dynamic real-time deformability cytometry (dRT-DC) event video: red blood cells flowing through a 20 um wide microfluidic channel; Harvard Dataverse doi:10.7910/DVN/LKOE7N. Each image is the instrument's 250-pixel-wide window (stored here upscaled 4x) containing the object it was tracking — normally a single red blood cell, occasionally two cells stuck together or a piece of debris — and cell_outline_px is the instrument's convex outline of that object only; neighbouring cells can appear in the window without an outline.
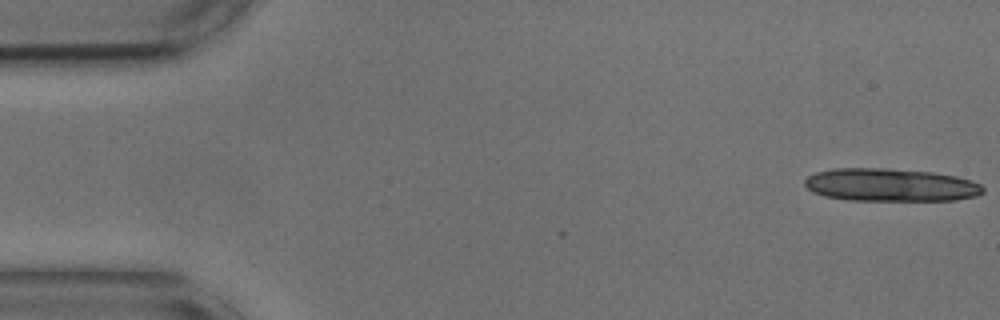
{"species": "common noctule bat (a hibernating species)", "species_latin": "Nyctalus noctula", "temperature_condition": "cold", "stored_images_in_passage": 2, "camera_frame_rate_fps": 3000, "um_per_image_px": 0.085, "animal": {"sex": "male", "body_mass_g": 17.9, "forearm_length_mm": 54.2}, "frame": {"image": 1, "passage_image": 2, "time_ms": 0.333, "image_size_px": [1000, 320], "cell_outline_px": [[984, 192], [976, 196], [956, 200], [848, 200], [824, 196], [812, 192], [804, 184], [804, 180], [808, 176], [816, 172], [832, 168], [888, 168], [932, 172], [956, 176], [972, 180], [980, 184], [984, 188]], "centroid_in_image_um": [75.69, 15.71], "position_along_channel_um": 9.3, "area_um2": 34.39}}